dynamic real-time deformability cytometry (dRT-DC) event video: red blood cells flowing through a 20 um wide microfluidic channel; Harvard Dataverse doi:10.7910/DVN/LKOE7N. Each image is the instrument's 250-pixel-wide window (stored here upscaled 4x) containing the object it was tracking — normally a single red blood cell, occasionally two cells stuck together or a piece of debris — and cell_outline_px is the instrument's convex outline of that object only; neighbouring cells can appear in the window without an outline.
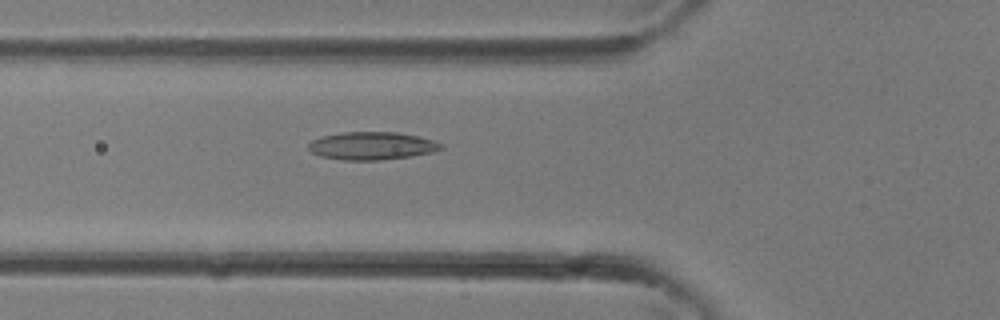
{"species": "common noctule bat (a hibernating species)", "species_latin": "Nyctalus noctula", "temperature_condition": "room temperature", "stored_images_in_passage": 32, "camera_frame_rate_fps": 3000, "um_per_image_px": 0.085, "animal": {"sex": "female"}, "frame": {"image": 1, "passage_image": 12, "time_ms": 3.667, "image_size_px": [1000, 320], "cell_outline_px": [[444, 148], [432, 152], [408, 156], [380, 160], [344, 160], [320, 156], [312, 152], [308, 148], [308, 144], [312, 140], [320, 136], [340, 132], [396, 132], [416, 136], [432, 140], [444, 144]], "centroid_in_image_um": [31.58, 12.39], "position_along_channel_um": 94.2, "area_um2": 21.44}}
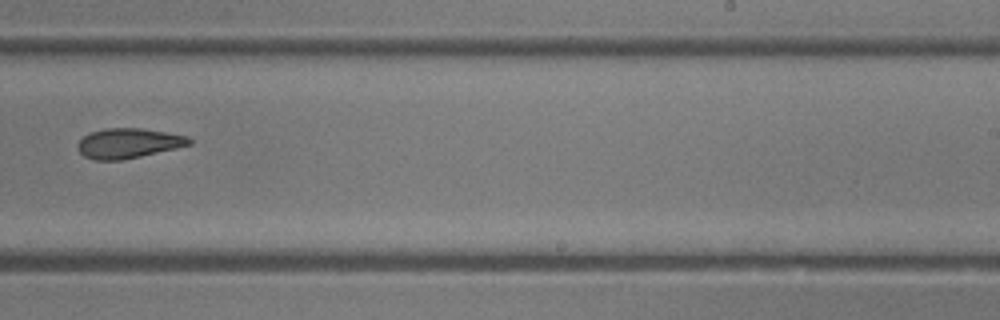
{"frame": {"image": 2, "passage_image": 21, "time_ms": 6.667, "image_size_px": [1000, 320], "cell_outline_px": [[192, 144], [176, 148], [140, 156], [120, 160], [92, 160], [84, 156], [76, 148], [76, 144], [88, 132], [104, 128], [140, 128], [188, 136], [192, 140]], "centroid_in_image_um": [10.87, 12.17], "position_along_channel_um": 278.1, "area_um2": 19.48}}
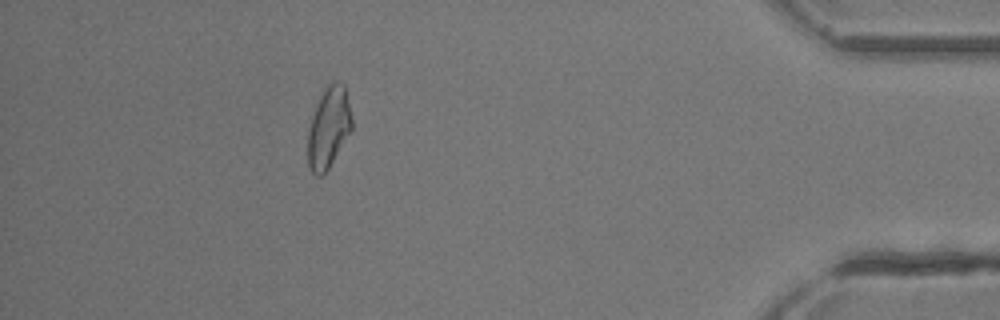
{"frame": {"image": 3, "passage_image": 30, "time_ms": 9.667, "image_size_px": [1000, 320], "cell_outline_px": [[352, 132], [328, 168], [320, 176], [316, 176], [312, 172], [308, 164], [308, 128], [316, 104], [320, 96], [328, 84], [332, 80], [336, 80], [344, 84], [352, 120]], "centroid_in_image_um": [27.94, 10.83], "position_along_channel_um": 407.3, "area_um2": 20.81}}